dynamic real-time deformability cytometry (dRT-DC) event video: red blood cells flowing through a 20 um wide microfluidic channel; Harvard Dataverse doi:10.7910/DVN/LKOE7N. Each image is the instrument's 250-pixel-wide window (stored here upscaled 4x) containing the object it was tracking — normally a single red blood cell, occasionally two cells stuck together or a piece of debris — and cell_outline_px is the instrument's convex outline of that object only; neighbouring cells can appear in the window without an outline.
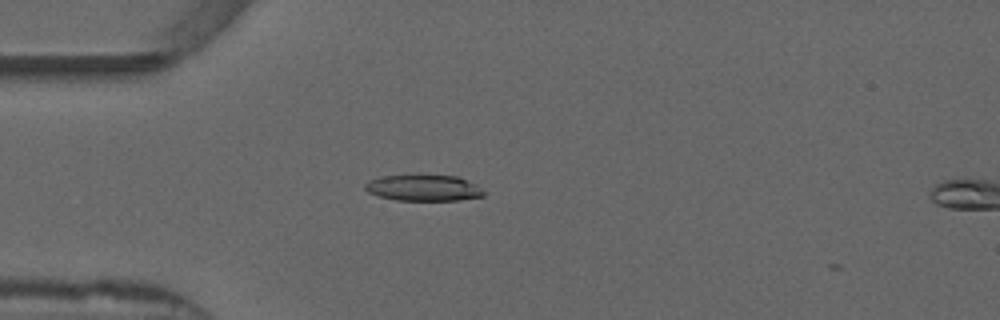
{"species": "common noctule bat (a hibernating species)", "species_latin": "Nyctalus noctula", "temperature_condition": "warm", "stored_images_in_passage": 5, "camera_frame_rate_fps": 3000, "um_per_image_px": 0.085, "animal": {"sex": "male", "forearm_length_mm": 52.5}, "frame": {"image": 1, "passage_image": 3, "time_ms": 0.667, "image_size_px": [1000, 320], "cell_outline_px": [[484, 196], [456, 200], [396, 200], [380, 196], [368, 192], [364, 188], [364, 184], [368, 180], [380, 176], [456, 176], [476, 184], [484, 192]], "centroid_in_image_um": [35.97, 15.98], "position_along_channel_um": 49.0, "area_um2": 17.74}}